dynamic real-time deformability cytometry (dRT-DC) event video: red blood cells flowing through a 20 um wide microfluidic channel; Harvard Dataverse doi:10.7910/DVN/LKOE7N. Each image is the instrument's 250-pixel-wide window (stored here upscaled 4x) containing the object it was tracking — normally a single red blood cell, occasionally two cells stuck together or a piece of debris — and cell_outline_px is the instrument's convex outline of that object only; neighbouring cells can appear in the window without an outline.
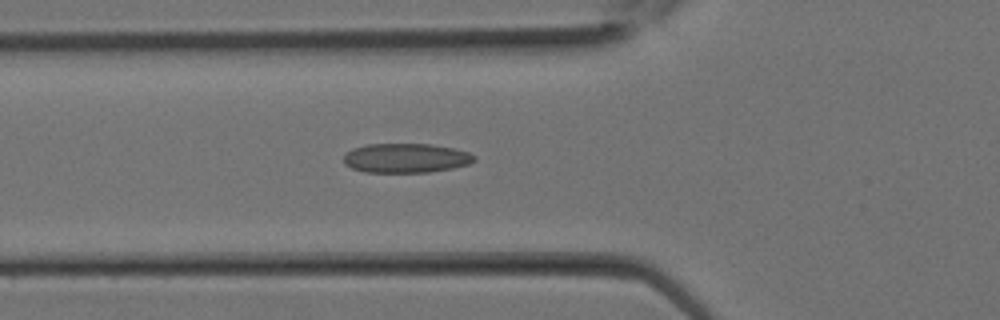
{"species": "Egyptian fruit bat (a non-hibernating species)", "species_latin": "Rousettus aegyptiacus", "temperature_condition": "room temperature", "stored_images_in_passage": 28, "camera_frame_rate_fps": 3000, "um_per_image_px": 0.085, "animal": {"sex": "female"}, "frame": {"image": 1, "passage_image": 10, "time_ms": 3.0, "image_size_px": [1000, 320], "cell_outline_px": [[476, 160], [468, 164], [452, 168], [428, 172], [364, 172], [352, 168], [344, 164], [344, 156], [352, 148], [368, 144], [432, 144], [452, 148], [468, 152], [476, 156]], "centroid_in_image_um": [34.5, 13.43], "position_along_channel_um": 91.3, "area_um2": 22.31}}
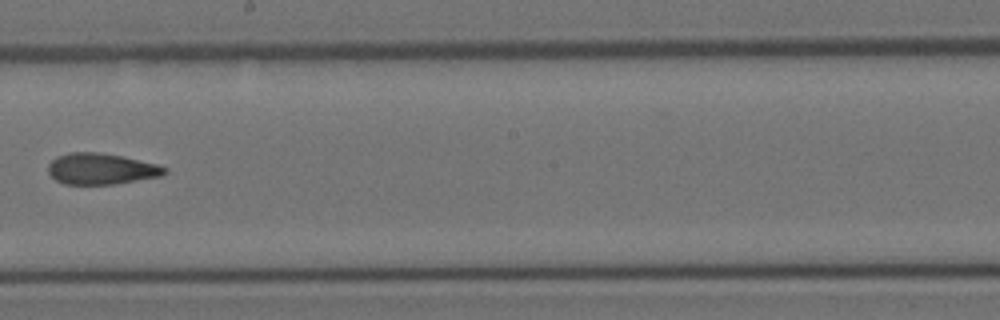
{"frame": {"image": 2, "passage_image": 16, "time_ms": 5.0, "image_size_px": [1000, 320], "cell_outline_px": [[168, 172], [160, 176], [112, 184], [64, 184], [56, 180], [48, 172], [48, 164], [56, 156], [68, 152], [96, 152], [120, 156], [156, 164], [168, 168]], "centroid_in_image_um": [8.56, 14.35], "position_along_channel_um": 239.6, "area_um2": 20.92}}
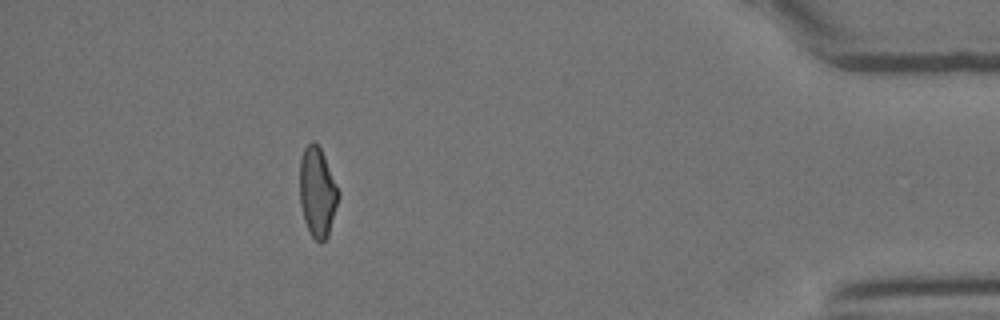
{"frame": {"image": 3, "passage_image": 25, "time_ms": 8.0, "image_size_px": [1000, 320], "cell_outline_px": [[340, 196], [328, 236], [320, 244], [312, 236], [304, 220], [300, 204], [300, 160], [304, 148], [312, 140], [320, 148], [324, 156], [340, 192]], "centroid_in_image_um": [26.98, 16.34], "position_along_channel_um": 408.2, "area_um2": 20.17}}